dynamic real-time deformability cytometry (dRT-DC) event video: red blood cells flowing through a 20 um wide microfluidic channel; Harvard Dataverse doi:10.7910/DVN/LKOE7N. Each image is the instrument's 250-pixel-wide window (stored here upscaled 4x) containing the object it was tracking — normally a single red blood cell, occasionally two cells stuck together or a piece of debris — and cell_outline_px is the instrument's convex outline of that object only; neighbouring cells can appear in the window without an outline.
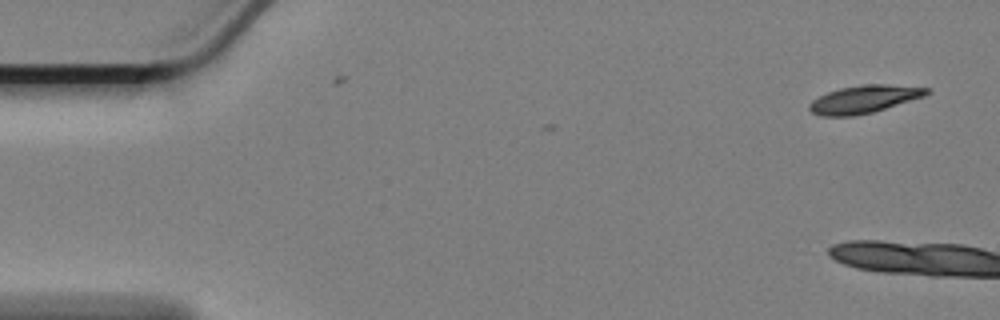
{"species": "Egyptian fruit bat (a non-hibernating species)", "species_latin": "Rousettus aegyptiacus", "temperature_condition": "cold", "stored_images_in_passage": 2, "camera_frame_rate_fps": 3000, "um_per_image_px": 0.085, "animal": {"sex": "female"}, "frame": {"image": 1, "passage_image": 2, "time_ms": 0.333, "image_size_px": [1000, 320], "cell_outline_px": [[932, 92], [924, 96], [872, 112], [852, 116], [820, 116], [812, 112], [808, 108], [808, 104], [812, 100], [828, 92], [840, 88], [864, 84], [888, 84], [932, 88]], "centroid_in_image_um": [73.46, 8.42], "position_along_channel_um": 11.5, "area_um2": 18.9}}